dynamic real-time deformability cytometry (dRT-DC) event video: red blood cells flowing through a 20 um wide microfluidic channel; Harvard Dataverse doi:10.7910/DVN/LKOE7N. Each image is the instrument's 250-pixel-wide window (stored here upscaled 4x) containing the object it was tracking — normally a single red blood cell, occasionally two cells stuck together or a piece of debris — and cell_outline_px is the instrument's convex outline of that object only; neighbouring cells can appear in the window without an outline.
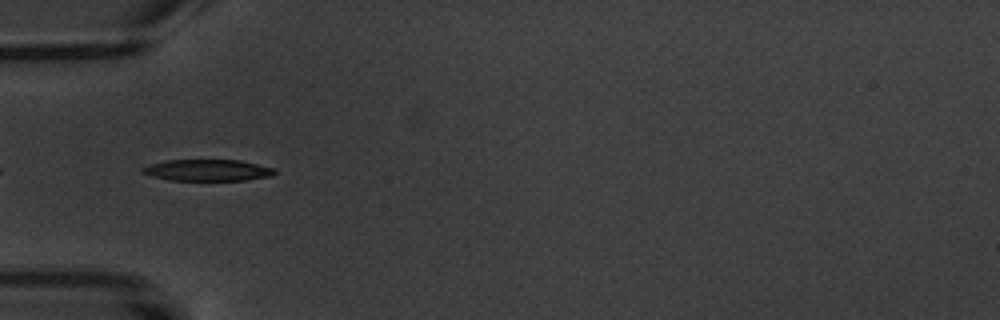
{"species": "common noctule bat (a hibernating species)", "species_latin": "Nyctalus noctula", "temperature_condition": "warm", "stored_images_in_passage": 7, "camera_frame_rate_fps": 3000, "um_per_image_px": 0.085, "animal": {"sex": "male", "body_mass_g": 20.1, "forearm_length_mm": 53.5}, "frame": {"image": 1, "passage_image": 2, "time_ms": 2.0, "image_size_px": [1000, 320], "cell_outline_px": [[276, 172], [272, 176], [244, 180], [168, 180], [152, 176], [140, 172], [140, 168], [152, 164], [168, 160], [240, 160], [276, 168]], "centroid_in_image_um": [17.66, 14.47], "position_along_channel_um": 67.3, "area_um2": 16.53}}
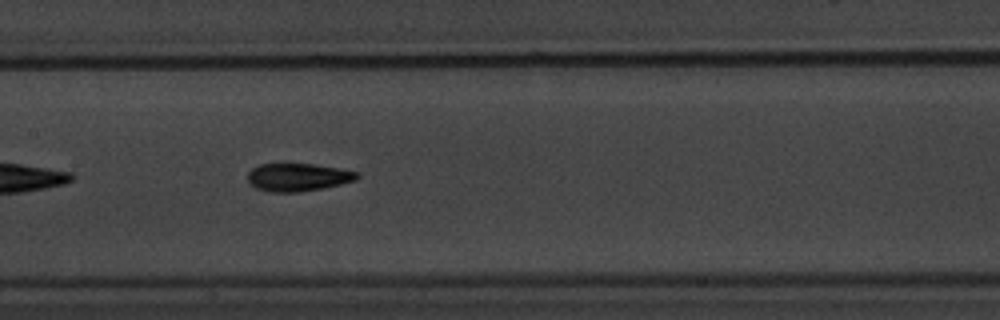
{"frame": {"image": 2, "passage_image": 5, "time_ms": 5.333, "image_size_px": [1000, 320], "cell_outline_px": [[360, 176], [356, 180], [324, 188], [300, 192], [272, 192], [256, 188], [248, 184], [248, 172], [252, 168], [260, 164], [312, 164], [360, 172]], "centroid_in_image_um": [25.32, 15.07], "position_along_channel_um": 182.1, "area_um2": 17.8}}